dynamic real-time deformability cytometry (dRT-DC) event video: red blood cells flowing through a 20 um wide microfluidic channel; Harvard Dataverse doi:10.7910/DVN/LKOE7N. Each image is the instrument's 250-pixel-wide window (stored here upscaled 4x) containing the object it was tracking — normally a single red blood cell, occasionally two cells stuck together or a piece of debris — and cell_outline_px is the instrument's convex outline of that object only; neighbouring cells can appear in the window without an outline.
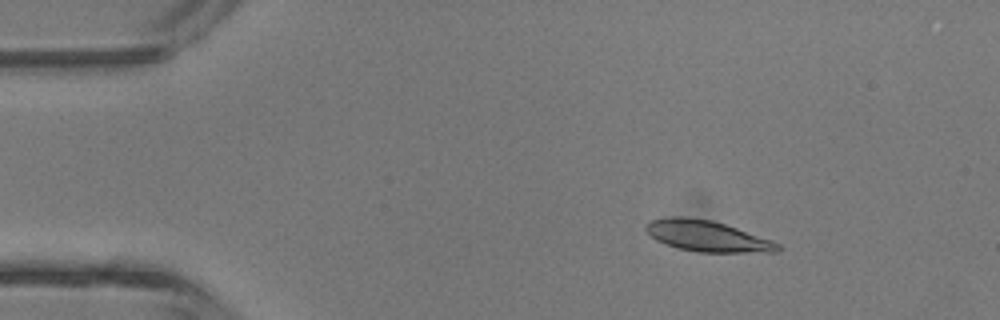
{"species": "common noctule bat (a hibernating species)", "species_latin": "Nyctalus noctula", "temperature_condition": "room temperature", "stored_images_in_passage": 5, "camera_frame_rate_fps": 3000, "um_per_image_px": 0.085, "animal": {"sex": "male", "body_mass_g": 13.3}, "frame": {"image": 1, "passage_image": 2, "time_ms": 2.0, "image_size_px": [1000, 320], "cell_outline_px": [[780, 252], [696, 252], [676, 248], [656, 240], [644, 228], [644, 224], [652, 220], [672, 216], [688, 216], [712, 220], [772, 240], [780, 244]], "centroid_in_image_um": [60.09, 20.06], "position_along_channel_um": 24.9, "area_um2": 23.81}}
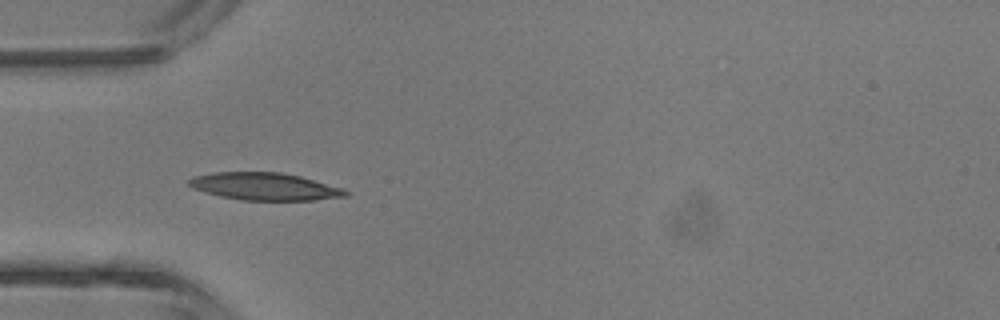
{"frame": {"image": 2, "passage_image": 4, "time_ms": 4.333, "image_size_px": [1000, 320], "cell_outline_px": [[348, 196], [316, 200], [240, 200], [220, 196], [204, 192], [192, 188], [188, 184], [188, 180], [196, 176], [212, 172], [280, 172], [300, 176], [344, 188], [348, 192]], "centroid_in_image_um": [22.51, 15.85], "position_along_channel_um": 62.5, "area_um2": 25.09}}
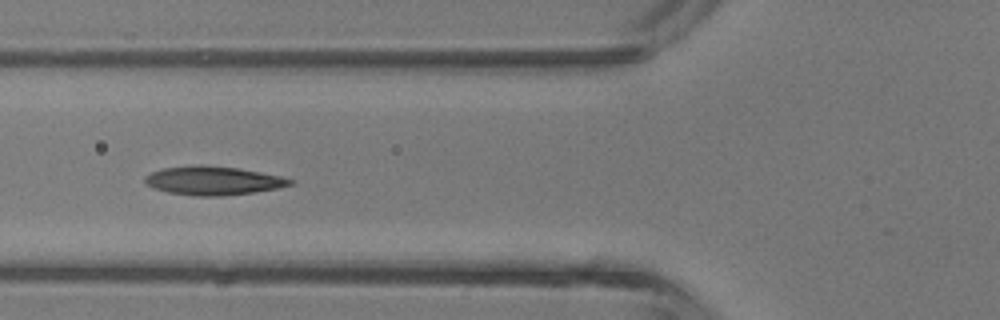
{"frame": {"image": 3, "passage_image": 5, "time_ms": 5.333, "image_size_px": [1000, 320], "cell_outline_px": [[296, 180], [292, 184], [276, 188], [252, 192], [220, 196], [192, 196], [168, 192], [144, 184], [144, 176], [160, 168], [196, 164], [200, 164], [240, 168], [280, 176]], "centroid_in_image_um": [18.07, 15.34], "position_along_channel_um": 107.7, "area_um2": 24.39}}